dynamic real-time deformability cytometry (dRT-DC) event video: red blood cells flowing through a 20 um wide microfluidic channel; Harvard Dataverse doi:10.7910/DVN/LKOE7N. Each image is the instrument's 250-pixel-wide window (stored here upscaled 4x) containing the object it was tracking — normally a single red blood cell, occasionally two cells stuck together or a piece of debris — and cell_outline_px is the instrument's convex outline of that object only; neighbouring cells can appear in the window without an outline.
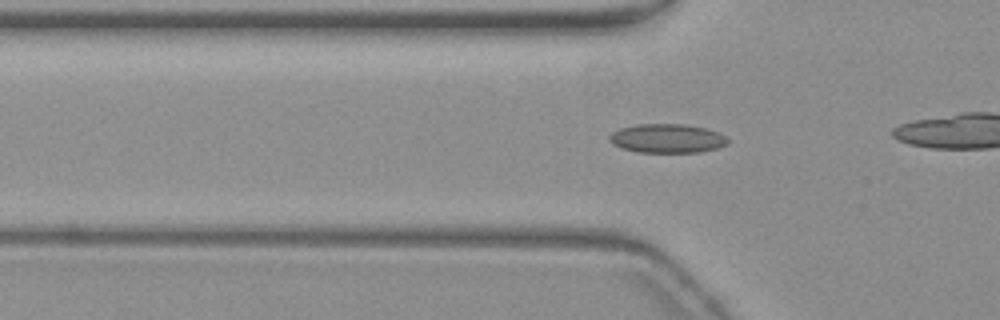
{"species": "common noctule bat (a hibernating species)", "species_latin": "Nyctalus noctula", "temperature_condition": "warm", "stored_images_in_passage": 32, "camera_frame_rate_fps": 3000, "um_per_image_px": 0.085, "animal": {"sex": "female", "body_mass_g": 19.3, "forearm_length_mm": 54.1}, "frame": {"image": 1, "passage_image": 9, "time_ms": 2.667, "image_size_px": [1000, 320], "cell_outline_px": [[728, 144], [716, 148], [700, 152], [636, 152], [620, 148], [612, 144], [608, 140], [608, 136], [612, 132], [620, 128], [636, 124], [684, 124], [704, 128], [716, 132], [724, 136], [728, 140]], "centroid_in_image_um": [56.64, 11.77], "position_along_channel_um": 69.2, "area_um2": 20.0}}
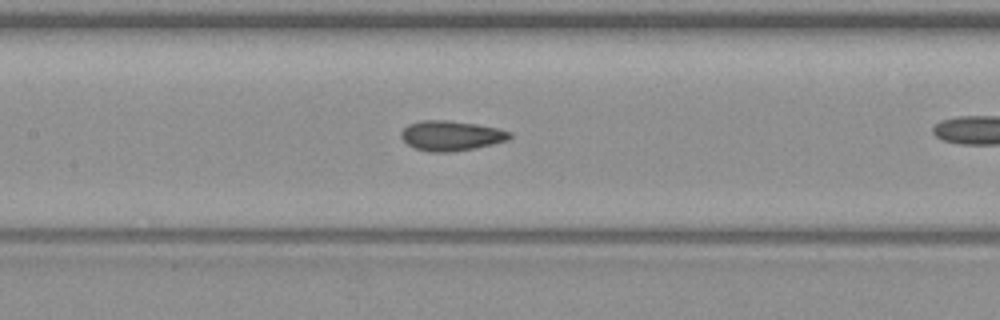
{"frame": {"image": 2, "passage_image": 17, "time_ms": 5.333, "image_size_px": [1000, 320], "cell_outline_px": [[512, 136], [508, 140], [492, 144], [472, 148], [448, 152], [432, 152], [416, 148], [408, 144], [400, 136], [400, 132], [408, 124], [420, 120], [448, 120], [476, 124], [500, 128], [512, 132]], "centroid_in_image_um": [38.35, 11.51], "position_along_channel_um": 169.0, "area_um2": 18.9}}
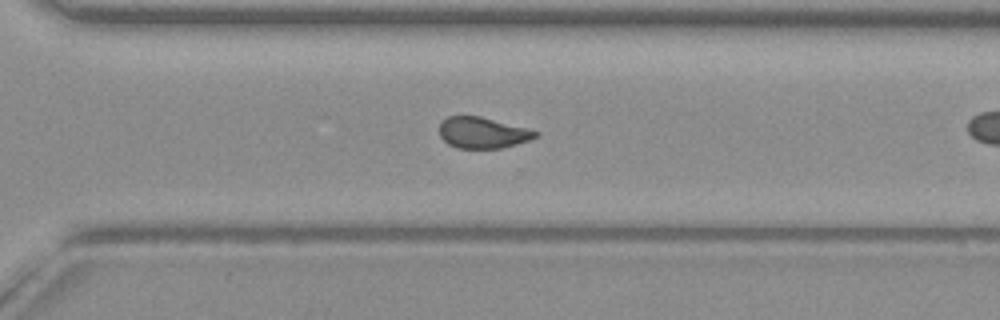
{"frame": {"image": 3, "passage_image": 30, "time_ms": 9.667, "image_size_px": [1000, 320], "cell_outline_px": [[540, 132], [536, 136], [528, 140], [516, 144], [500, 148], [456, 148], [448, 144], [440, 136], [440, 124], [448, 116], [480, 116], [528, 128]], "centroid_in_image_um": [41.02, 11.28], "position_along_channel_um": 329.6, "area_um2": 17.28}}